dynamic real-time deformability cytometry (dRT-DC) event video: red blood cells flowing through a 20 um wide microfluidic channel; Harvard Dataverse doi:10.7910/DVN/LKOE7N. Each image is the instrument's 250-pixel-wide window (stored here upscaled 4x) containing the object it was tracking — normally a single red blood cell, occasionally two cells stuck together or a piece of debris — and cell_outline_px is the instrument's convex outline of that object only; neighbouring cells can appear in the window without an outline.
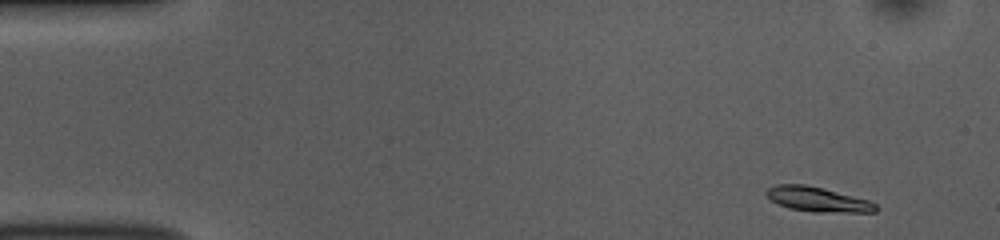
{"species": "common noctule bat (a hibernating species)", "species_latin": "Nyctalus noctula", "temperature_condition": "room temperature", "stored_images_in_passage": 50, "camera_frame_rate_fps": 3000, "um_per_image_px": 0.085, "animal": {"sex": "female", "body_mass_g": 10.0, "forearm_length_mm": 53.1}, "frame": {"image": 1, "passage_image": 1, "time_ms": 0.0, "image_size_px": [1000, 240], "cell_outline_px": [[880, 208], [876, 212], [812, 212], [788, 208], [772, 200], [764, 192], [768, 188], [776, 184], [804, 184], [824, 188], [868, 200], [876, 204]], "centroid_in_image_um": [69.52, 16.94], "position_along_channel_um": 15.5, "area_um2": 15.78}}
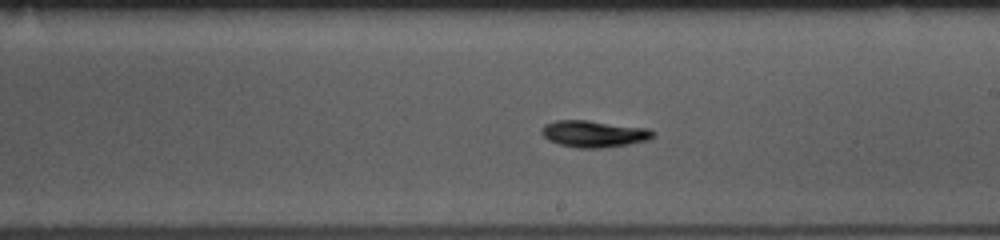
{"frame": {"image": 2, "passage_image": 27, "time_ms": 8.667, "image_size_px": [1000, 240], "cell_outline_px": [[656, 132], [648, 140], [628, 144], [600, 148], [576, 148], [560, 144], [548, 140], [540, 132], [540, 128], [544, 124], [556, 120], [588, 120], [648, 128]], "centroid_in_image_um": [50.45, 11.37], "position_along_channel_um": 238.6, "area_um2": 17.4}}
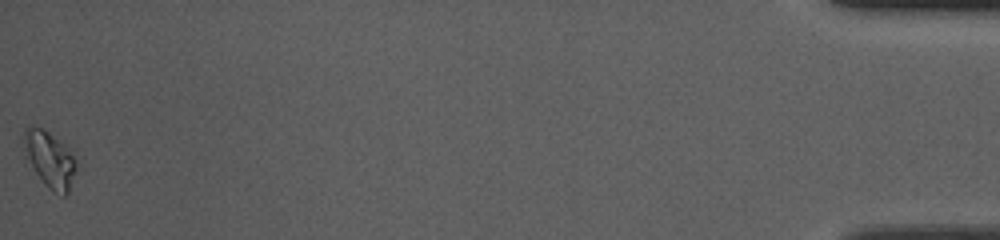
{"frame": {"image": 3, "passage_image": 50, "time_ms": 16.333, "image_size_px": [1000, 240], "cell_outline_px": [[80, 164], [68, 192], [64, 196], [48, 188], [24, 156], [24, 128], [28, 124], [32, 124], [44, 128], [76, 148]], "centroid_in_image_um": [4.33, 13.45], "position_along_channel_um": 430.9, "area_um2": 18.5}, "authors_computed_cell_mechanics": {"area_um2": 16.0106, "velocity_mm_per_s": 3.7561, "shape_relaxation_time_tau1_ms": 4.2979, "shape_relaxation_time_tau2_ms": null, "deformation_change_tau1": 0.1296, "deformation_change_tau2": null}}